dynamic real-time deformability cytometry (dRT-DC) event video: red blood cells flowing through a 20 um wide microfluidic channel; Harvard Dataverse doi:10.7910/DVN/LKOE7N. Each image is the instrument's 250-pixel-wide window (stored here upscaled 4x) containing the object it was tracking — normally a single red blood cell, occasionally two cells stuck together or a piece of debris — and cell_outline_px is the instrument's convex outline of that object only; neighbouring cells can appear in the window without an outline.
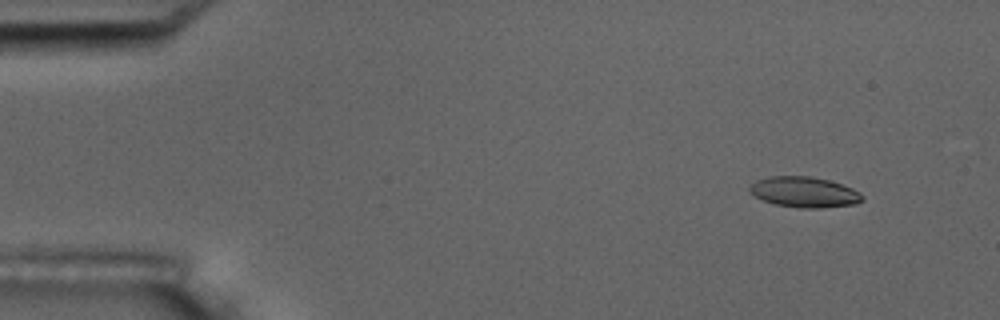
{"species": "common noctule bat (a hibernating species)", "species_latin": "Nyctalus noctula", "temperature_condition": "room temperature", "stored_images_in_passage": 8, "camera_frame_rate_fps": 3000, "um_per_image_px": 0.085, "animal": {"sex": "male", "body_mass_g": 17.5, "forearm_length_mm": 52.3}, "frame": {"image": 1, "passage_image": 2, "time_ms": 1.333, "image_size_px": [1000, 320], "cell_outline_px": [[864, 200], [856, 204], [820, 208], [800, 208], [776, 204], [764, 200], [756, 196], [748, 188], [756, 180], [768, 176], [808, 176], [828, 180], [852, 188], [860, 192], [864, 196]], "centroid_in_image_um": [68.4, 16.33], "position_along_channel_um": 16.6, "area_um2": 19.94}}